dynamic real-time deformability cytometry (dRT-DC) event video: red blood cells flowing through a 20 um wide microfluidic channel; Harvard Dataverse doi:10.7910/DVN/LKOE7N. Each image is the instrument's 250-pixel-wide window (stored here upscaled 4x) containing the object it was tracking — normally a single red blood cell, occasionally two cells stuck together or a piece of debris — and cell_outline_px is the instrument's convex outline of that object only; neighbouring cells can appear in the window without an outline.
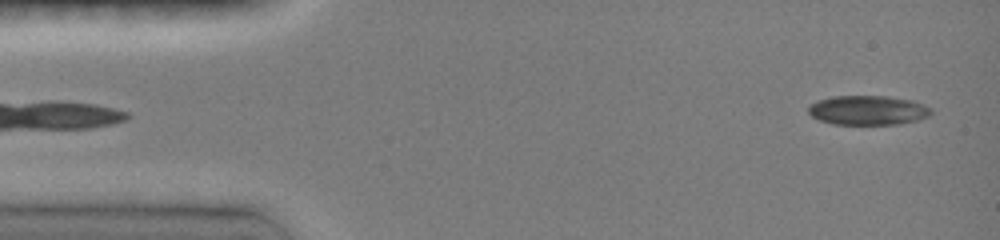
{"species": "common noctule bat (a hibernating species)", "species_latin": "Nyctalus noctula", "temperature_condition": "room temperature", "stored_images_in_passage": 5, "segment_of_instrument_passage": [2, 2], "camera_frame_rate_fps": 3000, "um_per_image_px": 0.085, "animal": {"sex": "female", "body_mass_g": 19.0, "forearm_length_mm": 51.5}, "frame": {"image": 1, "passage_image": 5, "time_ms": 3.667, "image_size_px": [1000, 240], "cell_outline_px": [[932, 112], [928, 116], [916, 120], [896, 124], [836, 124], [820, 120], [812, 116], [808, 112], [808, 108], [816, 100], [832, 96], [888, 96], [912, 100], [932, 108]], "centroid_in_image_um": [73.77, 9.36], "position_along_channel_um": 11.2, "area_um2": 20.92}}